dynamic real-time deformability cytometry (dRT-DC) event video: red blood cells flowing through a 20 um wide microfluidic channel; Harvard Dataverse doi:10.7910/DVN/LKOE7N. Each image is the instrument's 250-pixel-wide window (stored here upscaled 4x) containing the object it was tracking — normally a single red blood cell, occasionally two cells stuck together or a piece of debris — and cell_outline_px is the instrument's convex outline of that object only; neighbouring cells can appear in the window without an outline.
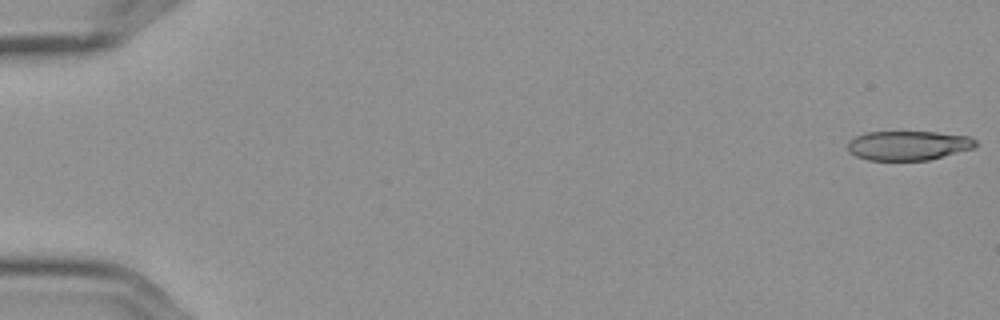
{"species": "Egyptian fruit bat (a non-hibernating species)", "species_latin": "Rousettus aegyptiacus", "temperature_condition": "cold", "stored_images_in_passage": 9, "camera_frame_rate_fps": 3000, "um_per_image_px": 0.085, "frame": {"image": 1, "passage_image": 1, "time_ms": 0.0, "image_size_px": [1000, 320], "cell_outline_px": [[976, 148], [928, 160], [868, 160], [856, 156], [848, 152], [848, 140], [864, 132], [936, 132], [972, 136], [976, 140]], "centroid_in_image_um": [77.22, 12.36], "position_along_channel_um": 7.8, "area_um2": 22.14}}
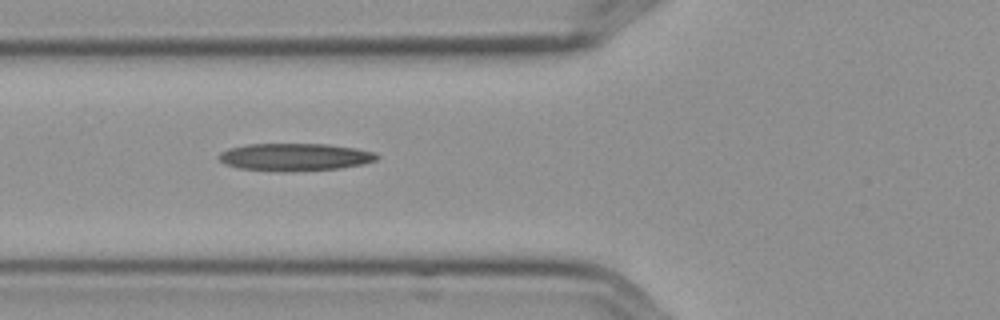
{"frame": {"image": 2, "passage_image": 7, "time_ms": 2.0, "image_size_px": [1000, 320], "cell_outline_px": [[380, 156], [376, 160], [364, 164], [340, 168], [288, 172], [284, 172], [240, 168], [224, 164], [216, 156], [220, 152], [228, 148], [248, 144], [328, 144], [356, 148], [376, 152]], "centroid_in_image_um": [25.07, 13.35], "position_along_channel_um": 100.7, "area_um2": 25.61}}
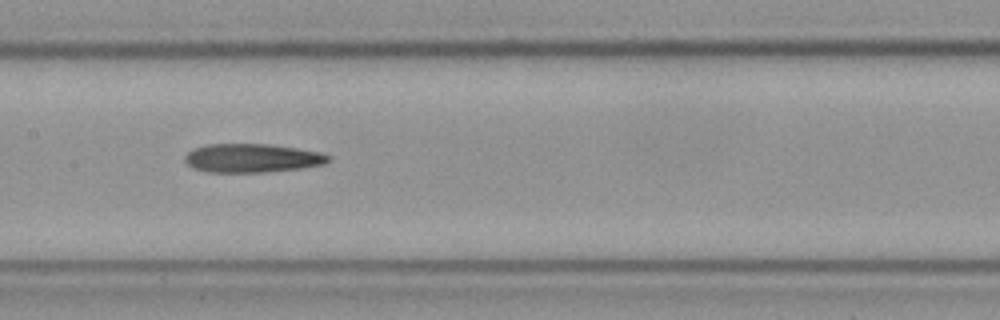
{"frame": {"image": 3, "passage_image": 9, "time_ms": 2.667, "image_size_px": [1000, 320], "cell_outline_px": [[332, 160], [324, 164], [300, 168], [264, 172], [208, 172], [192, 168], [184, 160], [184, 156], [192, 148], [204, 144], [268, 144], [324, 152], [332, 156]], "centroid_in_image_um": [21.44, 13.43], "position_along_channel_um": 186.0, "area_um2": 24.28}}